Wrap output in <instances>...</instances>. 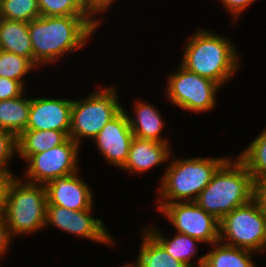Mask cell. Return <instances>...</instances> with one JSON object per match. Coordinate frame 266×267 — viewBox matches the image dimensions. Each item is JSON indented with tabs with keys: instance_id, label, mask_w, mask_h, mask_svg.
<instances>
[{
	"instance_id": "1",
	"label": "cell",
	"mask_w": 266,
	"mask_h": 267,
	"mask_svg": "<svg viewBox=\"0 0 266 267\" xmlns=\"http://www.w3.org/2000/svg\"><path fill=\"white\" fill-rule=\"evenodd\" d=\"M95 16H40L28 22L33 64L56 63L61 56L84 48L100 26Z\"/></svg>"
},
{
	"instance_id": "2",
	"label": "cell",
	"mask_w": 266,
	"mask_h": 267,
	"mask_svg": "<svg viewBox=\"0 0 266 267\" xmlns=\"http://www.w3.org/2000/svg\"><path fill=\"white\" fill-rule=\"evenodd\" d=\"M180 65L222 87L240 68V56L229 38L197 29L185 44Z\"/></svg>"
},
{
	"instance_id": "3",
	"label": "cell",
	"mask_w": 266,
	"mask_h": 267,
	"mask_svg": "<svg viewBox=\"0 0 266 267\" xmlns=\"http://www.w3.org/2000/svg\"><path fill=\"white\" fill-rule=\"evenodd\" d=\"M230 157L170 158L157 187V204L195 201ZM172 159V160H171Z\"/></svg>"
},
{
	"instance_id": "4",
	"label": "cell",
	"mask_w": 266,
	"mask_h": 267,
	"mask_svg": "<svg viewBox=\"0 0 266 267\" xmlns=\"http://www.w3.org/2000/svg\"><path fill=\"white\" fill-rule=\"evenodd\" d=\"M253 183L246 166L237 157L229 158L194 202L220 221L253 199Z\"/></svg>"
},
{
	"instance_id": "5",
	"label": "cell",
	"mask_w": 266,
	"mask_h": 267,
	"mask_svg": "<svg viewBox=\"0 0 266 267\" xmlns=\"http://www.w3.org/2000/svg\"><path fill=\"white\" fill-rule=\"evenodd\" d=\"M15 177L10 183L2 216L10 234H33L45 228L47 193L45 185L28 183Z\"/></svg>"
},
{
	"instance_id": "6",
	"label": "cell",
	"mask_w": 266,
	"mask_h": 267,
	"mask_svg": "<svg viewBox=\"0 0 266 267\" xmlns=\"http://www.w3.org/2000/svg\"><path fill=\"white\" fill-rule=\"evenodd\" d=\"M115 84L96 87L95 92L80 100H73L69 137L81 146L82 138L92 140L105 125L122 110Z\"/></svg>"
},
{
	"instance_id": "7",
	"label": "cell",
	"mask_w": 266,
	"mask_h": 267,
	"mask_svg": "<svg viewBox=\"0 0 266 267\" xmlns=\"http://www.w3.org/2000/svg\"><path fill=\"white\" fill-rule=\"evenodd\" d=\"M219 240L237 248L266 252V216L253 199L219 221Z\"/></svg>"
},
{
	"instance_id": "8",
	"label": "cell",
	"mask_w": 266,
	"mask_h": 267,
	"mask_svg": "<svg viewBox=\"0 0 266 267\" xmlns=\"http://www.w3.org/2000/svg\"><path fill=\"white\" fill-rule=\"evenodd\" d=\"M166 97L171 104L191 112H209L216 106L217 90L220 86L179 65L178 70L168 76Z\"/></svg>"
},
{
	"instance_id": "9",
	"label": "cell",
	"mask_w": 266,
	"mask_h": 267,
	"mask_svg": "<svg viewBox=\"0 0 266 267\" xmlns=\"http://www.w3.org/2000/svg\"><path fill=\"white\" fill-rule=\"evenodd\" d=\"M80 146L70 137L61 145L31 155L27 160L24 181L46 185L57 177L79 172Z\"/></svg>"
},
{
	"instance_id": "10",
	"label": "cell",
	"mask_w": 266,
	"mask_h": 267,
	"mask_svg": "<svg viewBox=\"0 0 266 267\" xmlns=\"http://www.w3.org/2000/svg\"><path fill=\"white\" fill-rule=\"evenodd\" d=\"M157 208L176 232L209 245L219 241V220L205 212L194 201L158 204Z\"/></svg>"
},
{
	"instance_id": "11",
	"label": "cell",
	"mask_w": 266,
	"mask_h": 267,
	"mask_svg": "<svg viewBox=\"0 0 266 267\" xmlns=\"http://www.w3.org/2000/svg\"><path fill=\"white\" fill-rule=\"evenodd\" d=\"M90 209L74 211L62 206L47 205L45 228L55 226L70 234L81 236L87 240L113 246L115 240L104 226L101 219L93 217ZM108 243V244H107Z\"/></svg>"
},
{
	"instance_id": "12",
	"label": "cell",
	"mask_w": 266,
	"mask_h": 267,
	"mask_svg": "<svg viewBox=\"0 0 266 267\" xmlns=\"http://www.w3.org/2000/svg\"><path fill=\"white\" fill-rule=\"evenodd\" d=\"M125 110L123 107V110L111 119L93 139L105 161L120 169L127 162L129 148L134 138Z\"/></svg>"
},
{
	"instance_id": "13",
	"label": "cell",
	"mask_w": 266,
	"mask_h": 267,
	"mask_svg": "<svg viewBox=\"0 0 266 267\" xmlns=\"http://www.w3.org/2000/svg\"><path fill=\"white\" fill-rule=\"evenodd\" d=\"M78 172L57 177L45 185L47 205H57L69 210L90 209L94 198L91 187Z\"/></svg>"
},
{
	"instance_id": "14",
	"label": "cell",
	"mask_w": 266,
	"mask_h": 267,
	"mask_svg": "<svg viewBox=\"0 0 266 267\" xmlns=\"http://www.w3.org/2000/svg\"><path fill=\"white\" fill-rule=\"evenodd\" d=\"M72 104L64 98H31L26 130H57L69 137Z\"/></svg>"
},
{
	"instance_id": "15",
	"label": "cell",
	"mask_w": 266,
	"mask_h": 267,
	"mask_svg": "<svg viewBox=\"0 0 266 267\" xmlns=\"http://www.w3.org/2000/svg\"><path fill=\"white\" fill-rule=\"evenodd\" d=\"M169 143H159L153 140L134 137L132 139L129 156L121 170L129 173L142 174L165 163L172 156Z\"/></svg>"
},
{
	"instance_id": "16",
	"label": "cell",
	"mask_w": 266,
	"mask_h": 267,
	"mask_svg": "<svg viewBox=\"0 0 266 267\" xmlns=\"http://www.w3.org/2000/svg\"><path fill=\"white\" fill-rule=\"evenodd\" d=\"M134 106V116L125 111L134 137L159 143H170L168 138L161 136L165 121L157 107L149 102H140L139 100L135 102Z\"/></svg>"
},
{
	"instance_id": "17",
	"label": "cell",
	"mask_w": 266,
	"mask_h": 267,
	"mask_svg": "<svg viewBox=\"0 0 266 267\" xmlns=\"http://www.w3.org/2000/svg\"><path fill=\"white\" fill-rule=\"evenodd\" d=\"M174 259L182 262L187 267H202L205 254L199 256L197 261L194 262L192 258L195 257L198 251L197 243H201L196 238L190 237L185 234L176 233L173 238H167L160 230L155 227L144 228ZM195 263V264H194Z\"/></svg>"
},
{
	"instance_id": "18",
	"label": "cell",
	"mask_w": 266,
	"mask_h": 267,
	"mask_svg": "<svg viewBox=\"0 0 266 267\" xmlns=\"http://www.w3.org/2000/svg\"><path fill=\"white\" fill-rule=\"evenodd\" d=\"M68 138L57 130H25L16 138L17 154L26 161L31 155L57 147Z\"/></svg>"
},
{
	"instance_id": "19",
	"label": "cell",
	"mask_w": 266,
	"mask_h": 267,
	"mask_svg": "<svg viewBox=\"0 0 266 267\" xmlns=\"http://www.w3.org/2000/svg\"><path fill=\"white\" fill-rule=\"evenodd\" d=\"M0 49L26 57L33 63L28 22L0 18Z\"/></svg>"
},
{
	"instance_id": "20",
	"label": "cell",
	"mask_w": 266,
	"mask_h": 267,
	"mask_svg": "<svg viewBox=\"0 0 266 267\" xmlns=\"http://www.w3.org/2000/svg\"><path fill=\"white\" fill-rule=\"evenodd\" d=\"M31 97L23 95L0 100V130L12 133L16 138L26 130L29 120Z\"/></svg>"
},
{
	"instance_id": "21",
	"label": "cell",
	"mask_w": 266,
	"mask_h": 267,
	"mask_svg": "<svg viewBox=\"0 0 266 267\" xmlns=\"http://www.w3.org/2000/svg\"><path fill=\"white\" fill-rule=\"evenodd\" d=\"M212 250L205 254L202 267H256L251 250L224 244L220 240L210 245Z\"/></svg>"
},
{
	"instance_id": "22",
	"label": "cell",
	"mask_w": 266,
	"mask_h": 267,
	"mask_svg": "<svg viewBox=\"0 0 266 267\" xmlns=\"http://www.w3.org/2000/svg\"><path fill=\"white\" fill-rule=\"evenodd\" d=\"M142 231L137 260L130 264L131 267H187L167 253L146 230Z\"/></svg>"
},
{
	"instance_id": "23",
	"label": "cell",
	"mask_w": 266,
	"mask_h": 267,
	"mask_svg": "<svg viewBox=\"0 0 266 267\" xmlns=\"http://www.w3.org/2000/svg\"><path fill=\"white\" fill-rule=\"evenodd\" d=\"M237 158L246 166L253 182L266 178V127Z\"/></svg>"
},
{
	"instance_id": "24",
	"label": "cell",
	"mask_w": 266,
	"mask_h": 267,
	"mask_svg": "<svg viewBox=\"0 0 266 267\" xmlns=\"http://www.w3.org/2000/svg\"><path fill=\"white\" fill-rule=\"evenodd\" d=\"M37 0H0V18L30 22L40 17Z\"/></svg>"
},
{
	"instance_id": "25",
	"label": "cell",
	"mask_w": 266,
	"mask_h": 267,
	"mask_svg": "<svg viewBox=\"0 0 266 267\" xmlns=\"http://www.w3.org/2000/svg\"><path fill=\"white\" fill-rule=\"evenodd\" d=\"M35 68L28 58L0 49V77L20 81L25 86V76Z\"/></svg>"
},
{
	"instance_id": "26",
	"label": "cell",
	"mask_w": 266,
	"mask_h": 267,
	"mask_svg": "<svg viewBox=\"0 0 266 267\" xmlns=\"http://www.w3.org/2000/svg\"><path fill=\"white\" fill-rule=\"evenodd\" d=\"M41 16H94L81 0H37Z\"/></svg>"
},
{
	"instance_id": "27",
	"label": "cell",
	"mask_w": 266,
	"mask_h": 267,
	"mask_svg": "<svg viewBox=\"0 0 266 267\" xmlns=\"http://www.w3.org/2000/svg\"><path fill=\"white\" fill-rule=\"evenodd\" d=\"M16 153V137L8 131L0 130V171L11 170L7 164H9Z\"/></svg>"
},
{
	"instance_id": "28",
	"label": "cell",
	"mask_w": 266,
	"mask_h": 267,
	"mask_svg": "<svg viewBox=\"0 0 266 267\" xmlns=\"http://www.w3.org/2000/svg\"><path fill=\"white\" fill-rule=\"evenodd\" d=\"M25 86L17 80L0 77V100H9L23 95Z\"/></svg>"
},
{
	"instance_id": "29",
	"label": "cell",
	"mask_w": 266,
	"mask_h": 267,
	"mask_svg": "<svg viewBox=\"0 0 266 267\" xmlns=\"http://www.w3.org/2000/svg\"><path fill=\"white\" fill-rule=\"evenodd\" d=\"M257 0H220L223 7L229 12V15L232 16L233 20L238 23V19L240 18L241 14L246 11L249 6L254 4Z\"/></svg>"
},
{
	"instance_id": "30",
	"label": "cell",
	"mask_w": 266,
	"mask_h": 267,
	"mask_svg": "<svg viewBox=\"0 0 266 267\" xmlns=\"http://www.w3.org/2000/svg\"><path fill=\"white\" fill-rule=\"evenodd\" d=\"M253 200L258 204L262 213L266 216V178L254 181Z\"/></svg>"
},
{
	"instance_id": "31",
	"label": "cell",
	"mask_w": 266,
	"mask_h": 267,
	"mask_svg": "<svg viewBox=\"0 0 266 267\" xmlns=\"http://www.w3.org/2000/svg\"><path fill=\"white\" fill-rule=\"evenodd\" d=\"M14 176L11 171H0V215L4 210L7 199V192L10 186V183L14 180Z\"/></svg>"
},
{
	"instance_id": "32",
	"label": "cell",
	"mask_w": 266,
	"mask_h": 267,
	"mask_svg": "<svg viewBox=\"0 0 266 267\" xmlns=\"http://www.w3.org/2000/svg\"><path fill=\"white\" fill-rule=\"evenodd\" d=\"M13 237L10 234L9 228L3 218L2 215H0V259L4 257L5 254H7V251L9 250V247Z\"/></svg>"
},
{
	"instance_id": "33",
	"label": "cell",
	"mask_w": 266,
	"mask_h": 267,
	"mask_svg": "<svg viewBox=\"0 0 266 267\" xmlns=\"http://www.w3.org/2000/svg\"><path fill=\"white\" fill-rule=\"evenodd\" d=\"M84 6L96 17L105 13L116 0H81ZM106 10V11H105Z\"/></svg>"
},
{
	"instance_id": "34",
	"label": "cell",
	"mask_w": 266,
	"mask_h": 267,
	"mask_svg": "<svg viewBox=\"0 0 266 267\" xmlns=\"http://www.w3.org/2000/svg\"><path fill=\"white\" fill-rule=\"evenodd\" d=\"M121 267H131L130 263H125V265L121 266Z\"/></svg>"
}]
</instances>
